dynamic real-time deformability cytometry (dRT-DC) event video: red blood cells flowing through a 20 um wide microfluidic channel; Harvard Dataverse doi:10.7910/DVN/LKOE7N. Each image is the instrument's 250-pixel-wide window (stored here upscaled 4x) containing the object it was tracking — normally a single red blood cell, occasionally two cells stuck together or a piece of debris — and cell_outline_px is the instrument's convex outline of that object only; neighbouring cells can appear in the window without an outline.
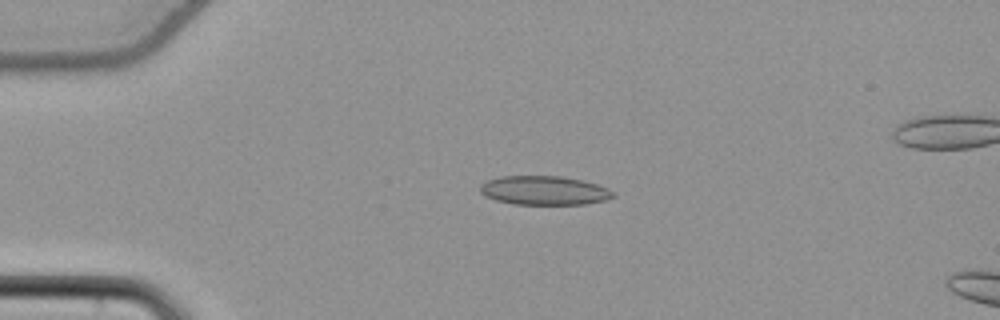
{"species": "common noctule bat (a hibernating species)", "species_latin": "Nyctalus noctula", "temperature_condition": "cold", "stored_images_in_passage": 19, "camera_frame_rate_fps": 3000, "um_per_image_px": 0.085, "animal": {"sex": "female", "body_mass_g": 22.7, "forearm_length_mm": 54.2}, "frame": {"image": 1, "passage_image": 14, "time_ms": 4.333, "image_size_px": [1000, 320], "cell_outline_px": [[616, 196], [608, 200], [584, 204], [512, 204], [496, 200], [484, 196], [480, 192], [480, 184], [488, 180], [500, 176], [560, 176], [584, 180], [608, 188], [616, 192]], "centroid_in_image_um": [46.28, 16.19], "position_along_channel_um": 38.7, "area_um2": 22.72}}